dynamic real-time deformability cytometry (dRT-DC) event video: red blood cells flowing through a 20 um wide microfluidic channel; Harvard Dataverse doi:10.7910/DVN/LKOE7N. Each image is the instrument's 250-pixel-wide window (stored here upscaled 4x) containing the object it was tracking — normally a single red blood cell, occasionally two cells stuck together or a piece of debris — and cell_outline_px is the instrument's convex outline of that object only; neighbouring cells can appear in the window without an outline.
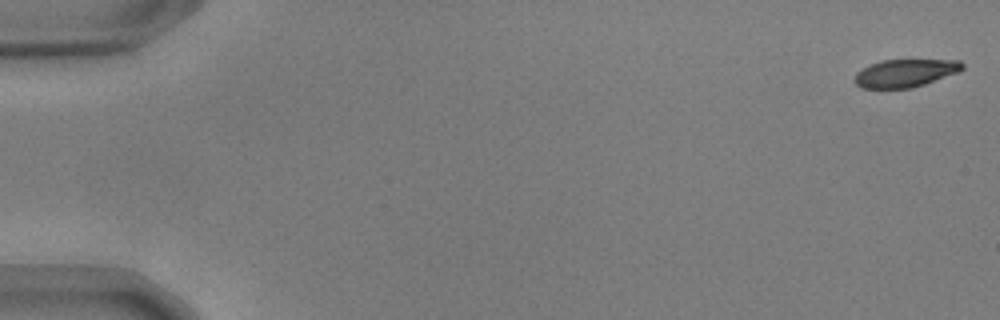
{"species": "common noctule bat (a hibernating species)", "species_latin": "Nyctalus noctula", "temperature_condition": "warm", "stored_images_in_passage": 17, "camera_frame_rate_fps": 3000, "um_per_image_px": 0.085, "animal": {"sex": "male", "body_mass_g": 17.9, "forearm_length_mm": 54.2}, "frame": {"image": 1, "passage_image": 1, "time_ms": 0.0, "image_size_px": [1000, 320], "cell_outline_px": [[964, 68], [960, 72], [912, 88], [860, 88], [852, 80], [856, 72], [880, 60], [960, 60], [964, 64]], "centroid_in_image_um": [76.95, 6.22], "position_along_channel_um": 8.1, "area_um2": 17.57}}
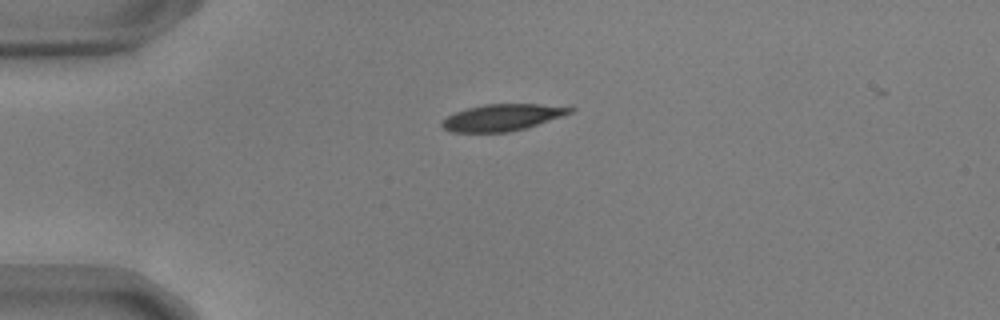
{"frame": {"image": 2, "passage_image": 14, "time_ms": 4.333, "image_size_px": [1000, 320], "cell_outline_px": [[576, 108], [572, 112], [524, 128], [508, 132], [452, 132], [444, 128], [440, 124], [448, 116], [456, 112], [468, 108], [484, 104], [536, 104]], "centroid_in_image_um": [42.65, 9.98], "position_along_channel_um": 42.4, "area_um2": 19.36}}